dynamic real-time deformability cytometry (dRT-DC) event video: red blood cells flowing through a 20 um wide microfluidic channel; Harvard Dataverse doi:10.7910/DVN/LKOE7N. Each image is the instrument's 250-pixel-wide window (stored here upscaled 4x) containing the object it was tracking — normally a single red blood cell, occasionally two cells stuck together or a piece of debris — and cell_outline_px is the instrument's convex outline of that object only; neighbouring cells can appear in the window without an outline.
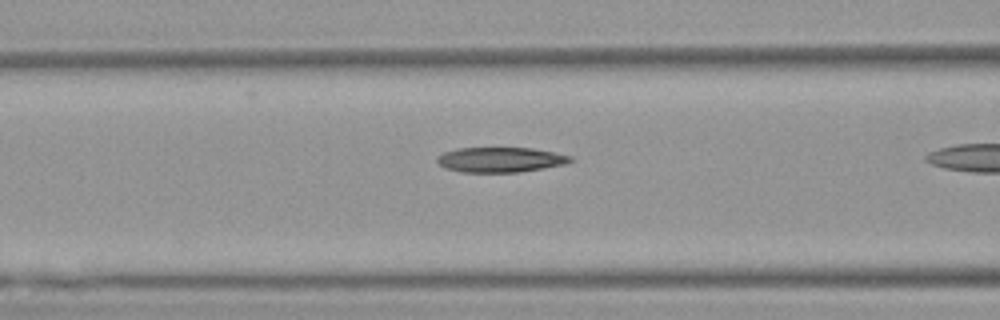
{"species": "Egyptian fruit bat (a non-hibernating species)", "species_latin": "Rousettus aegyptiacus", "temperature_condition": "warm", "stored_images_in_passage": 11, "camera_frame_rate_fps": 3000, "um_per_image_px": 0.085, "animal": {"sex": "female"}, "frame": {"image": 1, "passage_image": 7, "time_ms": 2.0, "image_size_px": [1000, 320], "cell_outline_px": [[572, 160], [564, 164], [544, 168], [520, 172], [460, 172], [448, 168], [440, 164], [436, 160], [436, 156], [444, 152], [460, 148], [532, 148], [572, 156]], "centroid_in_image_um": [42.52, 13.57], "position_along_channel_um": 124.1, "area_um2": 19.25}}
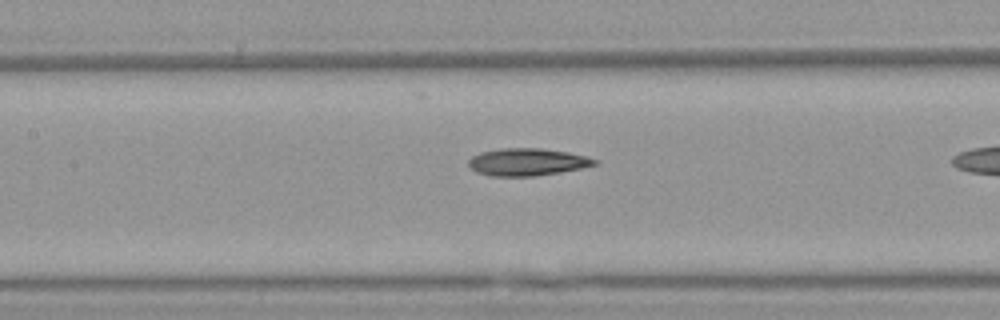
{"frame": {"image": 2, "passage_image": 10, "time_ms": 3.0, "image_size_px": [1000, 320], "cell_outline_px": [[600, 160], [596, 164], [580, 168], [560, 172], [532, 176], [488, 176], [476, 172], [468, 164], [468, 160], [472, 156], [480, 152], [500, 148], [540, 148], [568, 152], [588, 156]], "centroid_in_image_um": [44.81, 13.76], "position_along_channel_um": 162.6, "area_um2": 20.17}}